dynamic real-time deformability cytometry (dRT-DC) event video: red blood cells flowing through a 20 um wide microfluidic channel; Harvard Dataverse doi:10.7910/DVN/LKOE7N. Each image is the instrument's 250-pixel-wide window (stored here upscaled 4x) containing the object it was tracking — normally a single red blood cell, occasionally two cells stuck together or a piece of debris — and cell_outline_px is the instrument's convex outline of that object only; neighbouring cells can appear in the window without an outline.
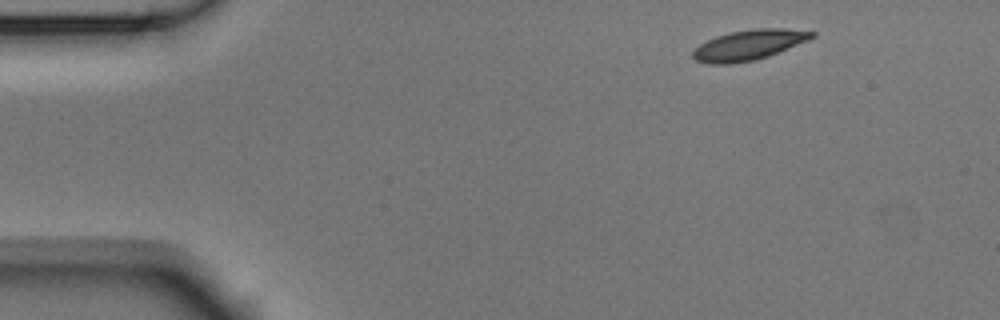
{"species": "Egyptian fruit bat (a non-hibernating species)", "species_latin": "Rousettus aegyptiacus", "temperature_condition": "room temperature", "stored_images_in_passage": 3, "camera_frame_rate_fps": 3000, "um_per_image_px": 0.085, "animal": {"sex": "male"}, "frame": {"image": 1, "passage_image": 1, "time_ms": 0.0, "image_size_px": [1000, 320], "cell_outline_px": [[816, 36], [808, 40], [768, 56], [756, 60], [732, 64], [708, 64], [696, 60], [692, 56], [692, 52], [700, 44], [716, 36], [732, 32], [752, 28], [784, 28], [816, 32]], "centroid_in_image_um": [63.65, 3.82], "position_along_channel_um": 21.3, "area_um2": 20.92}}